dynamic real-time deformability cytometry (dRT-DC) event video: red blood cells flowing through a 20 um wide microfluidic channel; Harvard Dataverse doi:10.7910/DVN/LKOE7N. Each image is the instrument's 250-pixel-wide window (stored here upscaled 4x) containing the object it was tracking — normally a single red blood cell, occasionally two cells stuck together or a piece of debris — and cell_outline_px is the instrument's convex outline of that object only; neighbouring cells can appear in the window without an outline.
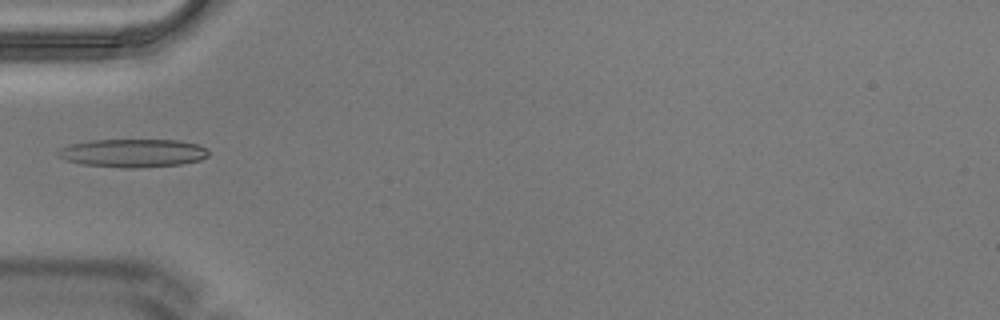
{"species": "Egyptian fruit bat (a non-hibernating species)", "species_latin": "Rousettus aegyptiacus", "temperature_condition": "warm", "stored_images_in_passage": 5, "camera_frame_rate_fps": 3000, "um_per_image_px": 0.085, "animal": {"sex": "male"}, "frame": {"image": 1, "passage_image": 5, "time_ms": 1.333, "image_size_px": [1000, 320], "cell_outline_px": [[208, 156], [200, 160], [180, 164], [140, 168], [124, 168], [80, 164], [64, 160], [56, 156], [56, 152], [60, 148], [72, 144], [88, 140], [176, 140], [196, 144], [204, 148], [208, 152]], "centroid_in_image_um": [11.23, 13.02], "position_along_channel_um": 73.8, "area_um2": 24.85}}